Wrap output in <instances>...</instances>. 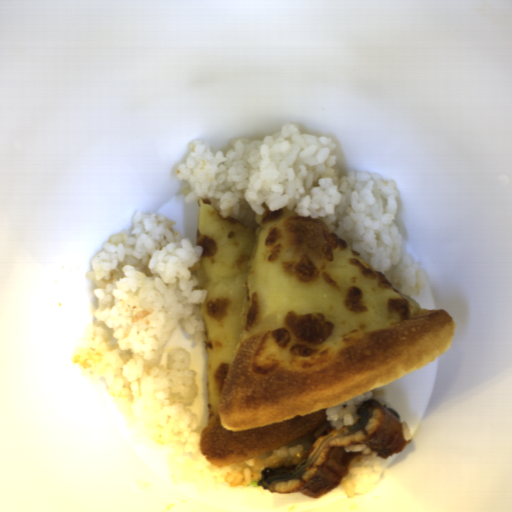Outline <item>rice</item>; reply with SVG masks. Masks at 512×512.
<instances>
[{"label":"rice","mask_w":512,"mask_h":512,"mask_svg":"<svg viewBox=\"0 0 512 512\" xmlns=\"http://www.w3.org/2000/svg\"><path fill=\"white\" fill-rule=\"evenodd\" d=\"M131 234L123 229L103 243L90 260L97 307L88 330V346L72 360L92 379L104 378L108 393L132 406L142 399L160 443L178 442L185 454H197L200 434L192 406L197 398L196 371L184 348H164L179 321L198 343L204 335L199 306L208 292L196 289L190 268L203 246L174 232L177 222L159 214L136 212Z\"/></svg>","instance_id":"652b925c"},{"label":"rice","mask_w":512,"mask_h":512,"mask_svg":"<svg viewBox=\"0 0 512 512\" xmlns=\"http://www.w3.org/2000/svg\"><path fill=\"white\" fill-rule=\"evenodd\" d=\"M176 170L185 204L200 199L222 219L231 217L256 228V215L283 207L322 221L375 272L398 286L402 295H419L426 286L422 269L403 254L396 224L398 188L381 174L352 170L340 176L331 137L307 134L297 123L278 133L231 140L227 151L212 153L194 139Z\"/></svg>","instance_id":"023b6e5f"},{"label":"rice","mask_w":512,"mask_h":512,"mask_svg":"<svg viewBox=\"0 0 512 512\" xmlns=\"http://www.w3.org/2000/svg\"><path fill=\"white\" fill-rule=\"evenodd\" d=\"M346 452H361L353 457L347 468V475L341 481L342 491L348 499L355 495L365 494L374 489L388 462L378 457V452L364 444L345 446Z\"/></svg>","instance_id":"8eca5e8b"},{"label":"rice","mask_w":512,"mask_h":512,"mask_svg":"<svg viewBox=\"0 0 512 512\" xmlns=\"http://www.w3.org/2000/svg\"><path fill=\"white\" fill-rule=\"evenodd\" d=\"M371 398L372 392L366 391L363 395H358L353 399L327 408L324 410L327 422H329L331 428H335L336 430L356 424L359 419L356 413L359 405L370 401Z\"/></svg>","instance_id":"b023fe2a"},{"label":"rice","mask_w":512,"mask_h":512,"mask_svg":"<svg viewBox=\"0 0 512 512\" xmlns=\"http://www.w3.org/2000/svg\"><path fill=\"white\" fill-rule=\"evenodd\" d=\"M402 435H403L404 440H406V441H410V439H412V434H411V431H410L406 421H403V423H402Z\"/></svg>","instance_id":"e3fd555f"},{"label":"rice","mask_w":512,"mask_h":512,"mask_svg":"<svg viewBox=\"0 0 512 512\" xmlns=\"http://www.w3.org/2000/svg\"><path fill=\"white\" fill-rule=\"evenodd\" d=\"M308 449L305 445L294 446L283 445L273 449L271 455L265 459L255 458L253 466L249 463L239 462L231 466L225 475V481L230 487L249 486L252 481L261 480L262 470L265 468H292L296 467L307 455Z\"/></svg>","instance_id":"acb35da6"}]
</instances>
